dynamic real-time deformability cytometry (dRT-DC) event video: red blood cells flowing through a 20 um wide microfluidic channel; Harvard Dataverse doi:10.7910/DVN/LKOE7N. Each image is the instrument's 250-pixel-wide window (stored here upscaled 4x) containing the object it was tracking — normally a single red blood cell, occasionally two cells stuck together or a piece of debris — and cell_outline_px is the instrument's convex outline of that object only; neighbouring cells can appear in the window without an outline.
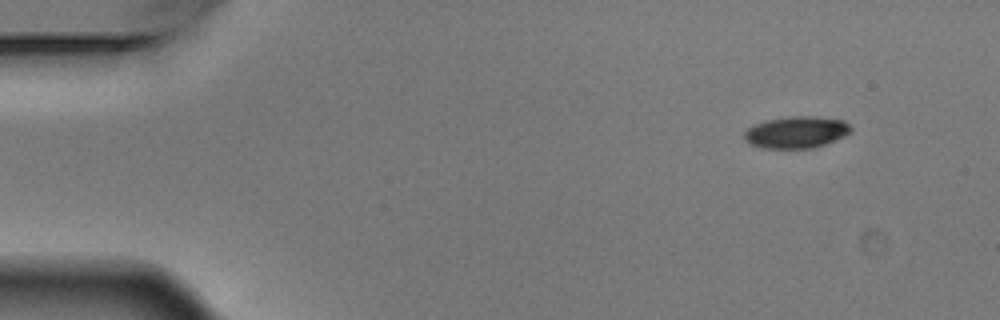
{"species": "Egyptian fruit bat (a non-hibernating species)", "species_latin": "Rousettus aegyptiacus", "temperature_condition": "warm", "stored_images_in_passage": 5, "segment_of_instrument_passage": [2, 2], "camera_frame_rate_fps": 3000, "um_per_image_px": 0.085, "animal": {"sex": "male"}, "frame": {"image": 1, "passage_image": 5, "time_ms": 1.333, "image_size_px": [1000, 320], "cell_outline_px": [[852, 132], [844, 136], [824, 144], [812, 148], [760, 148], [744, 140], [744, 132], [748, 128], [756, 124], [768, 120], [792, 116], [808, 116], [844, 120], [852, 128]], "centroid_in_image_um": [67.69, 11.24], "position_along_channel_um": 17.3, "area_um2": 19.54}}